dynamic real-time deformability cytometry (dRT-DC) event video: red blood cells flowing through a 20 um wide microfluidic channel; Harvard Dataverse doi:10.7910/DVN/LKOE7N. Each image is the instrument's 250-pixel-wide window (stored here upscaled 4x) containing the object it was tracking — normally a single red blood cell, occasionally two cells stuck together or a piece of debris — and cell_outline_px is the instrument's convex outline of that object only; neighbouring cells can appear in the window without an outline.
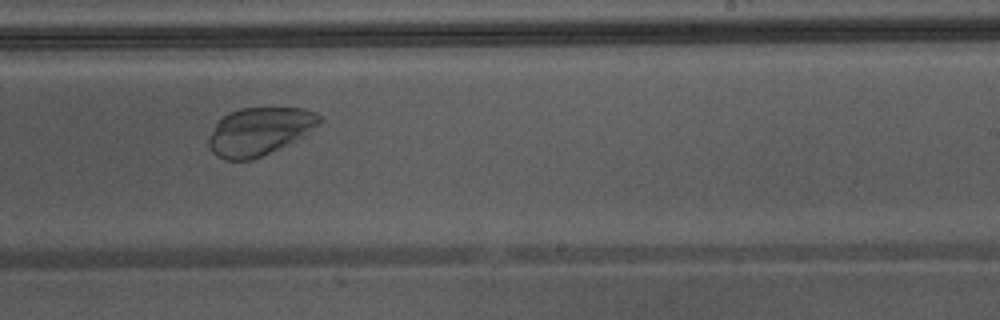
{"species": "Egyptian fruit bat (a non-hibernating species)", "species_latin": "Rousettus aegyptiacus", "temperature_condition": "warm", "stored_images_in_passage": 36, "camera_frame_rate_fps": 3000, "um_per_image_px": 0.085, "animal": {"sex": "male"}, "frame": {"image": 1, "passage_image": 21, "time_ms": 6.667, "image_size_px": [1000, 320], "cell_outline_px": [[324, 120], [320, 124], [300, 136], [252, 160], [224, 160], [216, 156], [212, 152], [208, 144], [208, 136], [216, 124], [228, 112], [240, 108], [304, 108], [316, 112], [324, 116]], "centroid_in_image_um": [22.03, 11.14], "position_along_channel_um": 267.0, "area_um2": 30.52}}